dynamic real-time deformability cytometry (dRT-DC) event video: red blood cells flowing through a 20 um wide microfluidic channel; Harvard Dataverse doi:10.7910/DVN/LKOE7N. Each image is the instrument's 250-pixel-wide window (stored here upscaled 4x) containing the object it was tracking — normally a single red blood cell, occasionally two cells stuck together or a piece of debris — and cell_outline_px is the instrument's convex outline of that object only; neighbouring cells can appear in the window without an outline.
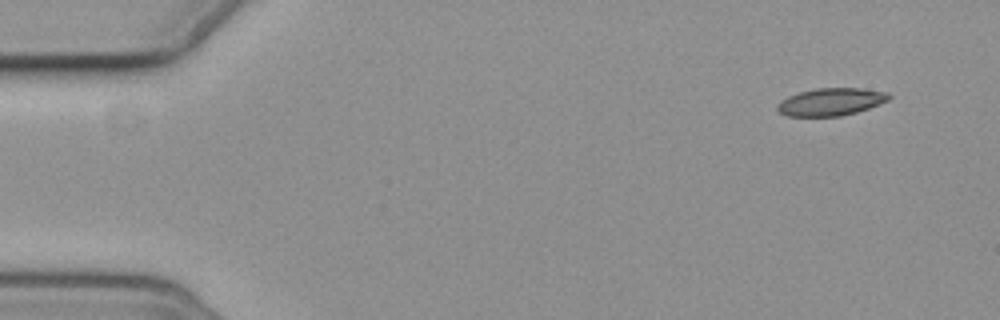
{"species": "common noctule bat (a hibernating species)", "species_latin": "Nyctalus noctula", "temperature_condition": "cold", "stored_images_in_passage": 4, "camera_frame_rate_fps": 3000, "um_per_image_px": 0.085, "animal": {"sex": "female", "body_mass_g": 19.3, "forearm_length_mm": 54.1}, "frame": {"image": 1, "passage_image": 1, "time_ms": 0.0, "image_size_px": [1000, 320], "cell_outline_px": [[892, 96], [888, 100], [868, 108], [856, 112], [840, 116], [788, 116], [780, 112], [776, 108], [776, 104], [780, 100], [788, 96], [800, 92], [816, 88], [860, 88], [888, 92]], "centroid_in_image_um": [70.61, 8.65], "position_along_channel_um": 14.4, "area_um2": 17.86}}